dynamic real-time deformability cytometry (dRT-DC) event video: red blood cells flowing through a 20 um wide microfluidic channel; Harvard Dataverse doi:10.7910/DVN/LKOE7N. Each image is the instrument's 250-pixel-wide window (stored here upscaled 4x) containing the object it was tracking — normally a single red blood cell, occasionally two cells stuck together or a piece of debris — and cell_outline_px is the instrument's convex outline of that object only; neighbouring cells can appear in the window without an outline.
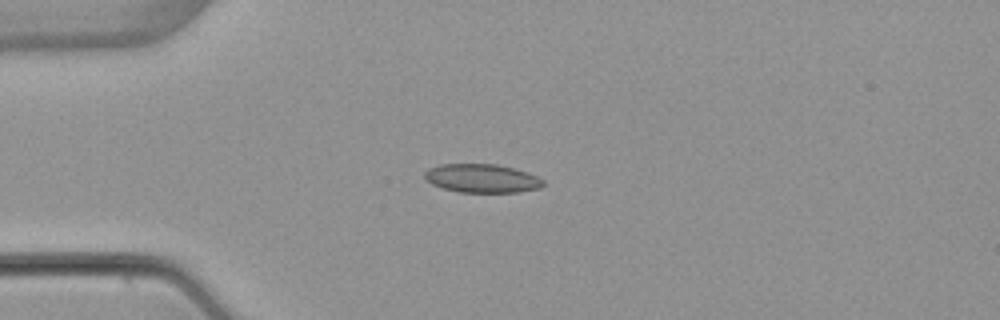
{"species": "common noctule bat (a hibernating species)", "species_latin": "Nyctalus noctula", "temperature_condition": "warm", "stored_images_in_passage": 5, "camera_frame_rate_fps": 3000, "um_per_image_px": 0.085, "animal": {"sex": "female", "body_mass_g": 22.7, "forearm_length_mm": 54.2}, "frame": {"image": 1, "passage_image": 4, "time_ms": 4.333, "image_size_px": [1000, 320], "cell_outline_px": [[544, 184], [540, 188], [516, 192], [460, 192], [444, 188], [432, 184], [424, 180], [424, 172], [428, 168], [440, 164], [496, 164], [528, 172], [544, 180]], "centroid_in_image_um": [40.94, 15.15], "position_along_channel_um": 44.1, "area_um2": 19.77}}